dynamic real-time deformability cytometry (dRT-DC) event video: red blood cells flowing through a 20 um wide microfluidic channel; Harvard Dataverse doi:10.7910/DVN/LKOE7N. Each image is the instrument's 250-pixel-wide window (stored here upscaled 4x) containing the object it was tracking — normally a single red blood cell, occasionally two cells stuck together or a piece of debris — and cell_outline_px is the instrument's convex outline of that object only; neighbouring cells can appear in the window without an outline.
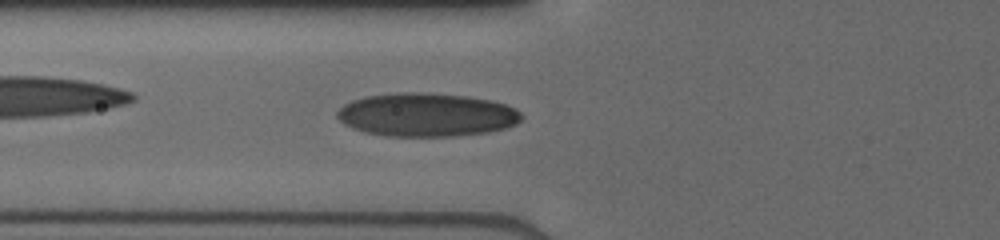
{"species": "human", "species_latin": "Homo sapiens", "temperature_condition": "cold", "stored_images_in_passage": 16, "camera_frame_rate_fps": 3000, "um_per_image_px": 0.085, "donor": {"sex": "male"}, "frame": {"image": 1, "passage_image": 14, "time_ms": 6.667, "image_size_px": [1000, 240], "cell_outline_px": [[524, 116], [516, 124], [504, 128], [488, 132], [456, 136], [388, 136], [364, 132], [352, 128], [344, 124], [336, 116], [336, 112], [344, 104], [352, 100], [368, 96], [408, 92], [464, 96], [488, 100], [504, 104], [520, 112]], "centroid_in_image_um": [36.23, 9.78], "position_along_channel_um": 89.6, "area_um2": 46.18}}
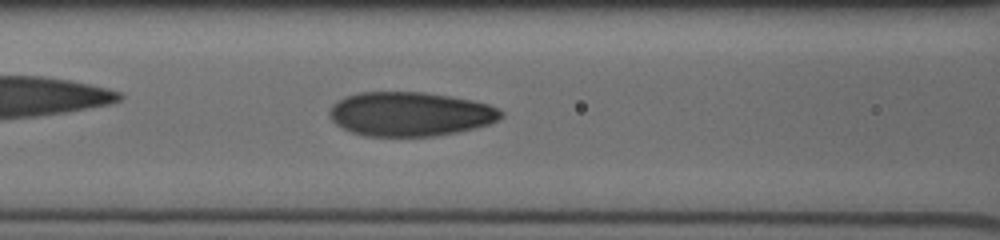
{"frame": {"image": 2, "passage_image": 16, "time_ms": 7.667, "image_size_px": [1000, 240], "cell_outline_px": [[504, 116], [488, 124], [476, 128], [456, 132], [432, 136], [364, 136], [352, 132], [336, 124], [328, 116], [328, 112], [332, 104], [336, 100], [344, 96], [360, 92], [424, 92], [472, 100], [488, 104], [504, 112]], "centroid_in_image_um": [34.82, 9.69], "position_along_channel_um": 131.8, "area_um2": 44.27}}